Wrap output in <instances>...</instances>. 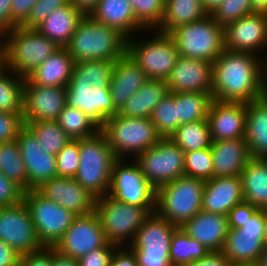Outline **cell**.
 <instances>
[{
    "mask_svg": "<svg viewBox=\"0 0 267 266\" xmlns=\"http://www.w3.org/2000/svg\"><path fill=\"white\" fill-rule=\"evenodd\" d=\"M120 249V247L107 243L104 247L95 249L83 257L79 258L78 266H109L114 249Z\"/></svg>",
    "mask_w": 267,
    "mask_h": 266,
    "instance_id": "obj_51",
    "label": "cell"
},
{
    "mask_svg": "<svg viewBox=\"0 0 267 266\" xmlns=\"http://www.w3.org/2000/svg\"><path fill=\"white\" fill-rule=\"evenodd\" d=\"M135 158L145 179L156 190L184 176V152L170 138H162Z\"/></svg>",
    "mask_w": 267,
    "mask_h": 266,
    "instance_id": "obj_11",
    "label": "cell"
},
{
    "mask_svg": "<svg viewBox=\"0 0 267 266\" xmlns=\"http://www.w3.org/2000/svg\"><path fill=\"white\" fill-rule=\"evenodd\" d=\"M155 210L156 207H139L117 201L108 194L98 197L95 207L107 241L118 247H122L121 243L129 235L132 244L139 228Z\"/></svg>",
    "mask_w": 267,
    "mask_h": 266,
    "instance_id": "obj_8",
    "label": "cell"
},
{
    "mask_svg": "<svg viewBox=\"0 0 267 266\" xmlns=\"http://www.w3.org/2000/svg\"><path fill=\"white\" fill-rule=\"evenodd\" d=\"M4 67L27 78L60 48L35 28L17 26L4 34Z\"/></svg>",
    "mask_w": 267,
    "mask_h": 266,
    "instance_id": "obj_3",
    "label": "cell"
},
{
    "mask_svg": "<svg viewBox=\"0 0 267 266\" xmlns=\"http://www.w3.org/2000/svg\"><path fill=\"white\" fill-rule=\"evenodd\" d=\"M79 155L76 181L97 198L108 194L112 167L117 157L105 135L99 131L92 137L79 139Z\"/></svg>",
    "mask_w": 267,
    "mask_h": 266,
    "instance_id": "obj_4",
    "label": "cell"
},
{
    "mask_svg": "<svg viewBox=\"0 0 267 266\" xmlns=\"http://www.w3.org/2000/svg\"><path fill=\"white\" fill-rule=\"evenodd\" d=\"M79 139L69 141L56 155L57 177L74 178L79 167Z\"/></svg>",
    "mask_w": 267,
    "mask_h": 266,
    "instance_id": "obj_47",
    "label": "cell"
},
{
    "mask_svg": "<svg viewBox=\"0 0 267 266\" xmlns=\"http://www.w3.org/2000/svg\"><path fill=\"white\" fill-rule=\"evenodd\" d=\"M4 36L0 33V39ZM4 67V43L0 44V70Z\"/></svg>",
    "mask_w": 267,
    "mask_h": 266,
    "instance_id": "obj_64",
    "label": "cell"
},
{
    "mask_svg": "<svg viewBox=\"0 0 267 266\" xmlns=\"http://www.w3.org/2000/svg\"><path fill=\"white\" fill-rule=\"evenodd\" d=\"M208 15L202 0H166L160 33L169 34L178 26L203 19Z\"/></svg>",
    "mask_w": 267,
    "mask_h": 266,
    "instance_id": "obj_34",
    "label": "cell"
},
{
    "mask_svg": "<svg viewBox=\"0 0 267 266\" xmlns=\"http://www.w3.org/2000/svg\"><path fill=\"white\" fill-rule=\"evenodd\" d=\"M158 134L162 138H169L179 127L178 106L176 93H168L153 109L150 116Z\"/></svg>",
    "mask_w": 267,
    "mask_h": 266,
    "instance_id": "obj_43",
    "label": "cell"
},
{
    "mask_svg": "<svg viewBox=\"0 0 267 266\" xmlns=\"http://www.w3.org/2000/svg\"><path fill=\"white\" fill-rule=\"evenodd\" d=\"M24 202L29 208L36 235L43 247H54L77 216L46 199L37 190L26 191Z\"/></svg>",
    "mask_w": 267,
    "mask_h": 266,
    "instance_id": "obj_10",
    "label": "cell"
},
{
    "mask_svg": "<svg viewBox=\"0 0 267 266\" xmlns=\"http://www.w3.org/2000/svg\"><path fill=\"white\" fill-rule=\"evenodd\" d=\"M0 240L20 255L43 248L36 235L29 208L24 201L0 208Z\"/></svg>",
    "mask_w": 267,
    "mask_h": 266,
    "instance_id": "obj_15",
    "label": "cell"
},
{
    "mask_svg": "<svg viewBox=\"0 0 267 266\" xmlns=\"http://www.w3.org/2000/svg\"><path fill=\"white\" fill-rule=\"evenodd\" d=\"M252 13L250 0H224L211 15L218 24L225 27Z\"/></svg>",
    "mask_w": 267,
    "mask_h": 266,
    "instance_id": "obj_46",
    "label": "cell"
},
{
    "mask_svg": "<svg viewBox=\"0 0 267 266\" xmlns=\"http://www.w3.org/2000/svg\"><path fill=\"white\" fill-rule=\"evenodd\" d=\"M70 0H37L27 19L20 25L23 28H36L53 11L68 5Z\"/></svg>",
    "mask_w": 267,
    "mask_h": 266,
    "instance_id": "obj_48",
    "label": "cell"
},
{
    "mask_svg": "<svg viewBox=\"0 0 267 266\" xmlns=\"http://www.w3.org/2000/svg\"><path fill=\"white\" fill-rule=\"evenodd\" d=\"M240 176L244 201L267 210V159L251 158Z\"/></svg>",
    "mask_w": 267,
    "mask_h": 266,
    "instance_id": "obj_33",
    "label": "cell"
},
{
    "mask_svg": "<svg viewBox=\"0 0 267 266\" xmlns=\"http://www.w3.org/2000/svg\"><path fill=\"white\" fill-rule=\"evenodd\" d=\"M266 73L267 63L256 54L224 49L213 62L212 98L242 103L261 99L267 94Z\"/></svg>",
    "mask_w": 267,
    "mask_h": 266,
    "instance_id": "obj_1",
    "label": "cell"
},
{
    "mask_svg": "<svg viewBox=\"0 0 267 266\" xmlns=\"http://www.w3.org/2000/svg\"><path fill=\"white\" fill-rule=\"evenodd\" d=\"M231 262L222 252H210L206 257L184 266H230Z\"/></svg>",
    "mask_w": 267,
    "mask_h": 266,
    "instance_id": "obj_57",
    "label": "cell"
},
{
    "mask_svg": "<svg viewBox=\"0 0 267 266\" xmlns=\"http://www.w3.org/2000/svg\"><path fill=\"white\" fill-rule=\"evenodd\" d=\"M155 37L144 43L128 38L126 53L141 67L148 79L166 80L180 55L169 34L158 32Z\"/></svg>",
    "mask_w": 267,
    "mask_h": 266,
    "instance_id": "obj_12",
    "label": "cell"
},
{
    "mask_svg": "<svg viewBox=\"0 0 267 266\" xmlns=\"http://www.w3.org/2000/svg\"><path fill=\"white\" fill-rule=\"evenodd\" d=\"M24 126L23 113L0 111V143L16 140Z\"/></svg>",
    "mask_w": 267,
    "mask_h": 266,
    "instance_id": "obj_49",
    "label": "cell"
},
{
    "mask_svg": "<svg viewBox=\"0 0 267 266\" xmlns=\"http://www.w3.org/2000/svg\"><path fill=\"white\" fill-rule=\"evenodd\" d=\"M255 266H267V245H264L263 252Z\"/></svg>",
    "mask_w": 267,
    "mask_h": 266,
    "instance_id": "obj_63",
    "label": "cell"
},
{
    "mask_svg": "<svg viewBox=\"0 0 267 266\" xmlns=\"http://www.w3.org/2000/svg\"><path fill=\"white\" fill-rule=\"evenodd\" d=\"M70 1L85 14H89L99 0H70Z\"/></svg>",
    "mask_w": 267,
    "mask_h": 266,
    "instance_id": "obj_60",
    "label": "cell"
},
{
    "mask_svg": "<svg viewBox=\"0 0 267 266\" xmlns=\"http://www.w3.org/2000/svg\"><path fill=\"white\" fill-rule=\"evenodd\" d=\"M184 153L211 147L208 119L180 125L169 137Z\"/></svg>",
    "mask_w": 267,
    "mask_h": 266,
    "instance_id": "obj_35",
    "label": "cell"
},
{
    "mask_svg": "<svg viewBox=\"0 0 267 266\" xmlns=\"http://www.w3.org/2000/svg\"><path fill=\"white\" fill-rule=\"evenodd\" d=\"M264 245H267V217L265 218V225H264Z\"/></svg>",
    "mask_w": 267,
    "mask_h": 266,
    "instance_id": "obj_65",
    "label": "cell"
},
{
    "mask_svg": "<svg viewBox=\"0 0 267 266\" xmlns=\"http://www.w3.org/2000/svg\"><path fill=\"white\" fill-rule=\"evenodd\" d=\"M11 2L12 0H0V33L3 35L18 26L11 19Z\"/></svg>",
    "mask_w": 267,
    "mask_h": 266,
    "instance_id": "obj_55",
    "label": "cell"
},
{
    "mask_svg": "<svg viewBox=\"0 0 267 266\" xmlns=\"http://www.w3.org/2000/svg\"><path fill=\"white\" fill-rule=\"evenodd\" d=\"M107 243L99 216L94 211L87 215H77L53 248L65 256L78 260Z\"/></svg>",
    "mask_w": 267,
    "mask_h": 266,
    "instance_id": "obj_16",
    "label": "cell"
},
{
    "mask_svg": "<svg viewBox=\"0 0 267 266\" xmlns=\"http://www.w3.org/2000/svg\"><path fill=\"white\" fill-rule=\"evenodd\" d=\"M66 105L83 111L100 128L118 113L114 108L110 89L93 87L86 81H69L65 87Z\"/></svg>",
    "mask_w": 267,
    "mask_h": 266,
    "instance_id": "obj_17",
    "label": "cell"
},
{
    "mask_svg": "<svg viewBox=\"0 0 267 266\" xmlns=\"http://www.w3.org/2000/svg\"><path fill=\"white\" fill-rule=\"evenodd\" d=\"M3 67L0 70V111L23 113L24 80L21 76L10 78Z\"/></svg>",
    "mask_w": 267,
    "mask_h": 266,
    "instance_id": "obj_42",
    "label": "cell"
},
{
    "mask_svg": "<svg viewBox=\"0 0 267 266\" xmlns=\"http://www.w3.org/2000/svg\"><path fill=\"white\" fill-rule=\"evenodd\" d=\"M247 103L212 100L208 123L212 141L245 138Z\"/></svg>",
    "mask_w": 267,
    "mask_h": 266,
    "instance_id": "obj_23",
    "label": "cell"
},
{
    "mask_svg": "<svg viewBox=\"0 0 267 266\" xmlns=\"http://www.w3.org/2000/svg\"><path fill=\"white\" fill-rule=\"evenodd\" d=\"M184 176L208 181L213 178V157L211 149L184 153Z\"/></svg>",
    "mask_w": 267,
    "mask_h": 266,
    "instance_id": "obj_44",
    "label": "cell"
},
{
    "mask_svg": "<svg viewBox=\"0 0 267 266\" xmlns=\"http://www.w3.org/2000/svg\"><path fill=\"white\" fill-rule=\"evenodd\" d=\"M223 1L224 0H202V3L207 13L212 14Z\"/></svg>",
    "mask_w": 267,
    "mask_h": 266,
    "instance_id": "obj_62",
    "label": "cell"
},
{
    "mask_svg": "<svg viewBox=\"0 0 267 266\" xmlns=\"http://www.w3.org/2000/svg\"><path fill=\"white\" fill-rule=\"evenodd\" d=\"M212 100V93H176V106H178L179 126L185 123L206 119Z\"/></svg>",
    "mask_w": 267,
    "mask_h": 266,
    "instance_id": "obj_37",
    "label": "cell"
},
{
    "mask_svg": "<svg viewBox=\"0 0 267 266\" xmlns=\"http://www.w3.org/2000/svg\"><path fill=\"white\" fill-rule=\"evenodd\" d=\"M177 228L156 212L152 213L139 228L129 247L137 257L138 266H172L169 249Z\"/></svg>",
    "mask_w": 267,
    "mask_h": 266,
    "instance_id": "obj_9",
    "label": "cell"
},
{
    "mask_svg": "<svg viewBox=\"0 0 267 266\" xmlns=\"http://www.w3.org/2000/svg\"><path fill=\"white\" fill-rule=\"evenodd\" d=\"M21 255L0 240V266H19Z\"/></svg>",
    "mask_w": 267,
    "mask_h": 266,
    "instance_id": "obj_58",
    "label": "cell"
},
{
    "mask_svg": "<svg viewBox=\"0 0 267 266\" xmlns=\"http://www.w3.org/2000/svg\"><path fill=\"white\" fill-rule=\"evenodd\" d=\"M265 45H267L265 13H252L224 27L225 49L255 54L256 50Z\"/></svg>",
    "mask_w": 267,
    "mask_h": 266,
    "instance_id": "obj_20",
    "label": "cell"
},
{
    "mask_svg": "<svg viewBox=\"0 0 267 266\" xmlns=\"http://www.w3.org/2000/svg\"><path fill=\"white\" fill-rule=\"evenodd\" d=\"M169 35L180 56L214 62L224 51V27L211 14L201 20L178 26Z\"/></svg>",
    "mask_w": 267,
    "mask_h": 266,
    "instance_id": "obj_6",
    "label": "cell"
},
{
    "mask_svg": "<svg viewBox=\"0 0 267 266\" xmlns=\"http://www.w3.org/2000/svg\"><path fill=\"white\" fill-rule=\"evenodd\" d=\"M181 228L192 238L203 244L210 252H221L229 230L226 215L201 210Z\"/></svg>",
    "mask_w": 267,
    "mask_h": 266,
    "instance_id": "obj_27",
    "label": "cell"
},
{
    "mask_svg": "<svg viewBox=\"0 0 267 266\" xmlns=\"http://www.w3.org/2000/svg\"><path fill=\"white\" fill-rule=\"evenodd\" d=\"M100 131L117 159L124 158L126 153L137 157L162 139L150 118H130L116 114L106 120Z\"/></svg>",
    "mask_w": 267,
    "mask_h": 266,
    "instance_id": "obj_7",
    "label": "cell"
},
{
    "mask_svg": "<svg viewBox=\"0 0 267 266\" xmlns=\"http://www.w3.org/2000/svg\"><path fill=\"white\" fill-rule=\"evenodd\" d=\"M0 172L28 191V176L16 140L0 143Z\"/></svg>",
    "mask_w": 267,
    "mask_h": 266,
    "instance_id": "obj_39",
    "label": "cell"
},
{
    "mask_svg": "<svg viewBox=\"0 0 267 266\" xmlns=\"http://www.w3.org/2000/svg\"><path fill=\"white\" fill-rule=\"evenodd\" d=\"M52 266H78V261L59 253L52 247Z\"/></svg>",
    "mask_w": 267,
    "mask_h": 266,
    "instance_id": "obj_59",
    "label": "cell"
},
{
    "mask_svg": "<svg viewBox=\"0 0 267 266\" xmlns=\"http://www.w3.org/2000/svg\"><path fill=\"white\" fill-rule=\"evenodd\" d=\"M75 61L65 48H59L48 57L27 79L32 84L46 87H66L73 73Z\"/></svg>",
    "mask_w": 267,
    "mask_h": 266,
    "instance_id": "obj_30",
    "label": "cell"
},
{
    "mask_svg": "<svg viewBox=\"0 0 267 266\" xmlns=\"http://www.w3.org/2000/svg\"><path fill=\"white\" fill-rule=\"evenodd\" d=\"M267 210L258 209L241 228H229L221 252L232 265H256L264 249Z\"/></svg>",
    "mask_w": 267,
    "mask_h": 266,
    "instance_id": "obj_13",
    "label": "cell"
},
{
    "mask_svg": "<svg viewBox=\"0 0 267 266\" xmlns=\"http://www.w3.org/2000/svg\"><path fill=\"white\" fill-rule=\"evenodd\" d=\"M166 84L170 93H212L213 62L179 56Z\"/></svg>",
    "mask_w": 267,
    "mask_h": 266,
    "instance_id": "obj_22",
    "label": "cell"
},
{
    "mask_svg": "<svg viewBox=\"0 0 267 266\" xmlns=\"http://www.w3.org/2000/svg\"><path fill=\"white\" fill-rule=\"evenodd\" d=\"M205 181L181 176L156 190L155 212L181 227L202 210Z\"/></svg>",
    "mask_w": 267,
    "mask_h": 266,
    "instance_id": "obj_5",
    "label": "cell"
},
{
    "mask_svg": "<svg viewBox=\"0 0 267 266\" xmlns=\"http://www.w3.org/2000/svg\"><path fill=\"white\" fill-rule=\"evenodd\" d=\"M49 199L75 215H87L95 211L97 197L83 188L75 178L56 177L36 189Z\"/></svg>",
    "mask_w": 267,
    "mask_h": 266,
    "instance_id": "obj_21",
    "label": "cell"
},
{
    "mask_svg": "<svg viewBox=\"0 0 267 266\" xmlns=\"http://www.w3.org/2000/svg\"><path fill=\"white\" fill-rule=\"evenodd\" d=\"M25 126L33 133L41 147L55 156L71 141L57 121L28 122Z\"/></svg>",
    "mask_w": 267,
    "mask_h": 266,
    "instance_id": "obj_41",
    "label": "cell"
},
{
    "mask_svg": "<svg viewBox=\"0 0 267 266\" xmlns=\"http://www.w3.org/2000/svg\"><path fill=\"white\" fill-rule=\"evenodd\" d=\"M253 13L267 14V0H250Z\"/></svg>",
    "mask_w": 267,
    "mask_h": 266,
    "instance_id": "obj_61",
    "label": "cell"
},
{
    "mask_svg": "<svg viewBox=\"0 0 267 266\" xmlns=\"http://www.w3.org/2000/svg\"><path fill=\"white\" fill-rule=\"evenodd\" d=\"M245 140L252 158L267 159V94L247 103Z\"/></svg>",
    "mask_w": 267,
    "mask_h": 266,
    "instance_id": "obj_31",
    "label": "cell"
},
{
    "mask_svg": "<svg viewBox=\"0 0 267 266\" xmlns=\"http://www.w3.org/2000/svg\"><path fill=\"white\" fill-rule=\"evenodd\" d=\"M213 178L240 176L252 158L245 138L212 141Z\"/></svg>",
    "mask_w": 267,
    "mask_h": 266,
    "instance_id": "obj_26",
    "label": "cell"
},
{
    "mask_svg": "<svg viewBox=\"0 0 267 266\" xmlns=\"http://www.w3.org/2000/svg\"><path fill=\"white\" fill-rule=\"evenodd\" d=\"M24 125L35 121H56L66 106L65 87H46L24 80Z\"/></svg>",
    "mask_w": 267,
    "mask_h": 266,
    "instance_id": "obj_18",
    "label": "cell"
},
{
    "mask_svg": "<svg viewBox=\"0 0 267 266\" xmlns=\"http://www.w3.org/2000/svg\"><path fill=\"white\" fill-rule=\"evenodd\" d=\"M85 15L70 2L50 13L35 29L60 48H64Z\"/></svg>",
    "mask_w": 267,
    "mask_h": 266,
    "instance_id": "obj_28",
    "label": "cell"
},
{
    "mask_svg": "<svg viewBox=\"0 0 267 266\" xmlns=\"http://www.w3.org/2000/svg\"><path fill=\"white\" fill-rule=\"evenodd\" d=\"M257 210L258 208L246 201L237 204L227 215L229 228H241Z\"/></svg>",
    "mask_w": 267,
    "mask_h": 266,
    "instance_id": "obj_52",
    "label": "cell"
},
{
    "mask_svg": "<svg viewBox=\"0 0 267 266\" xmlns=\"http://www.w3.org/2000/svg\"><path fill=\"white\" fill-rule=\"evenodd\" d=\"M16 141L28 176V191L57 177L56 156L46 152L26 126L19 131Z\"/></svg>",
    "mask_w": 267,
    "mask_h": 266,
    "instance_id": "obj_19",
    "label": "cell"
},
{
    "mask_svg": "<svg viewBox=\"0 0 267 266\" xmlns=\"http://www.w3.org/2000/svg\"><path fill=\"white\" fill-rule=\"evenodd\" d=\"M19 266H52V247L21 255Z\"/></svg>",
    "mask_w": 267,
    "mask_h": 266,
    "instance_id": "obj_53",
    "label": "cell"
},
{
    "mask_svg": "<svg viewBox=\"0 0 267 266\" xmlns=\"http://www.w3.org/2000/svg\"><path fill=\"white\" fill-rule=\"evenodd\" d=\"M243 201L241 176L219 177L205 181L203 211L227 216L230 210Z\"/></svg>",
    "mask_w": 267,
    "mask_h": 266,
    "instance_id": "obj_24",
    "label": "cell"
},
{
    "mask_svg": "<svg viewBox=\"0 0 267 266\" xmlns=\"http://www.w3.org/2000/svg\"><path fill=\"white\" fill-rule=\"evenodd\" d=\"M56 121L71 140L89 138L100 131V127L83 111L69 105L65 106Z\"/></svg>",
    "mask_w": 267,
    "mask_h": 266,
    "instance_id": "obj_38",
    "label": "cell"
},
{
    "mask_svg": "<svg viewBox=\"0 0 267 266\" xmlns=\"http://www.w3.org/2000/svg\"><path fill=\"white\" fill-rule=\"evenodd\" d=\"M136 20L144 28L159 27L164 14L166 0H130Z\"/></svg>",
    "mask_w": 267,
    "mask_h": 266,
    "instance_id": "obj_45",
    "label": "cell"
},
{
    "mask_svg": "<svg viewBox=\"0 0 267 266\" xmlns=\"http://www.w3.org/2000/svg\"><path fill=\"white\" fill-rule=\"evenodd\" d=\"M114 61L90 60L75 63L69 81H86L93 87L109 89Z\"/></svg>",
    "mask_w": 267,
    "mask_h": 266,
    "instance_id": "obj_40",
    "label": "cell"
},
{
    "mask_svg": "<svg viewBox=\"0 0 267 266\" xmlns=\"http://www.w3.org/2000/svg\"><path fill=\"white\" fill-rule=\"evenodd\" d=\"M147 80L146 73L127 53L115 61L109 85L114 108L119 111Z\"/></svg>",
    "mask_w": 267,
    "mask_h": 266,
    "instance_id": "obj_25",
    "label": "cell"
},
{
    "mask_svg": "<svg viewBox=\"0 0 267 266\" xmlns=\"http://www.w3.org/2000/svg\"><path fill=\"white\" fill-rule=\"evenodd\" d=\"M36 2L37 0H12L11 19L20 26L27 19Z\"/></svg>",
    "mask_w": 267,
    "mask_h": 266,
    "instance_id": "obj_54",
    "label": "cell"
},
{
    "mask_svg": "<svg viewBox=\"0 0 267 266\" xmlns=\"http://www.w3.org/2000/svg\"><path fill=\"white\" fill-rule=\"evenodd\" d=\"M230 266H255V265H230Z\"/></svg>",
    "mask_w": 267,
    "mask_h": 266,
    "instance_id": "obj_66",
    "label": "cell"
},
{
    "mask_svg": "<svg viewBox=\"0 0 267 266\" xmlns=\"http://www.w3.org/2000/svg\"><path fill=\"white\" fill-rule=\"evenodd\" d=\"M168 93L166 80L148 79L117 114L130 118H150L153 109Z\"/></svg>",
    "mask_w": 267,
    "mask_h": 266,
    "instance_id": "obj_32",
    "label": "cell"
},
{
    "mask_svg": "<svg viewBox=\"0 0 267 266\" xmlns=\"http://www.w3.org/2000/svg\"><path fill=\"white\" fill-rule=\"evenodd\" d=\"M88 15L117 29L127 39L132 31L144 28L136 20L130 0H99Z\"/></svg>",
    "mask_w": 267,
    "mask_h": 266,
    "instance_id": "obj_29",
    "label": "cell"
},
{
    "mask_svg": "<svg viewBox=\"0 0 267 266\" xmlns=\"http://www.w3.org/2000/svg\"><path fill=\"white\" fill-rule=\"evenodd\" d=\"M123 159L113 163L108 195L117 201L139 207H156V189L145 179L135 161L124 165Z\"/></svg>",
    "mask_w": 267,
    "mask_h": 266,
    "instance_id": "obj_14",
    "label": "cell"
},
{
    "mask_svg": "<svg viewBox=\"0 0 267 266\" xmlns=\"http://www.w3.org/2000/svg\"><path fill=\"white\" fill-rule=\"evenodd\" d=\"M169 253L172 266H184L206 257L210 251L178 227L172 235Z\"/></svg>",
    "mask_w": 267,
    "mask_h": 266,
    "instance_id": "obj_36",
    "label": "cell"
},
{
    "mask_svg": "<svg viewBox=\"0 0 267 266\" xmlns=\"http://www.w3.org/2000/svg\"><path fill=\"white\" fill-rule=\"evenodd\" d=\"M114 250L109 266H138L137 257L133 250Z\"/></svg>",
    "mask_w": 267,
    "mask_h": 266,
    "instance_id": "obj_56",
    "label": "cell"
},
{
    "mask_svg": "<svg viewBox=\"0 0 267 266\" xmlns=\"http://www.w3.org/2000/svg\"><path fill=\"white\" fill-rule=\"evenodd\" d=\"M25 191L0 172V208L24 201Z\"/></svg>",
    "mask_w": 267,
    "mask_h": 266,
    "instance_id": "obj_50",
    "label": "cell"
},
{
    "mask_svg": "<svg viewBox=\"0 0 267 266\" xmlns=\"http://www.w3.org/2000/svg\"><path fill=\"white\" fill-rule=\"evenodd\" d=\"M75 63L90 60L117 61L127 51V38L117 29L86 14L64 47Z\"/></svg>",
    "mask_w": 267,
    "mask_h": 266,
    "instance_id": "obj_2",
    "label": "cell"
}]
</instances>
